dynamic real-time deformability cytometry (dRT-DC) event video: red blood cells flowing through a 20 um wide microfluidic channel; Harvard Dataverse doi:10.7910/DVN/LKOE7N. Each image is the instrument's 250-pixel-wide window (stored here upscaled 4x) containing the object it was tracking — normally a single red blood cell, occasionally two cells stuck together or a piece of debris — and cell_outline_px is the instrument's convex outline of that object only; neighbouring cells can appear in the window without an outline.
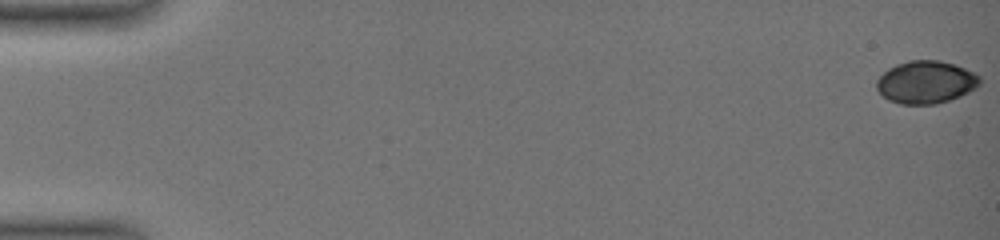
{"species": "common noctule bat (a hibernating species)", "species_latin": "Nyctalus noctula", "temperature_condition": "warm", "stored_images_in_passage": 51, "camera_frame_rate_fps": 3000, "um_per_image_px": 0.085, "animal": {"sex": "female", "body_mass_g": 19.0, "forearm_length_mm": 51.5}, "frame": {"image": 1, "passage_image": 1, "time_ms": 0.0, "image_size_px": [1000, 240], "cell_outline_px": [[980, 84], [976, 88], [960, 96], [936, 104], [900, 104], [888, 100], [876, 88], [876, 80], [888, 68], [896, 64], [908, 60], [940, 60], [956, 64], [980, 76]], "centroid_in_image_um": [78.69, 6.97], "position_along_channel_um": 6.3, "area_um2": 25.72}}
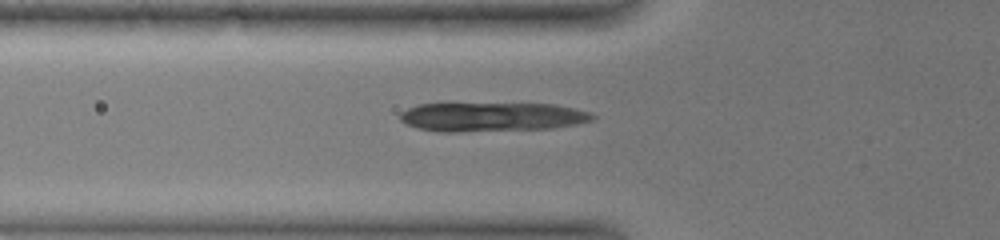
{"frame": {"image": 2, "passage_image": 21, "time_ms": 6.667, "image_size_px": [1000, 240], "cell_outline_px": [[596, 116], [592, 120], [576, 124], [552, 128], [456, 132], [440, 132], [420, 128], [408, 124], [400, 120], [400, 112], [416, 104], [448, 100], [556, 104], [592, 112]], "centroid_in_image_um": [41.74, 9.86], "position_along_channel_um": 84.1, "area_um2": 34.51}}
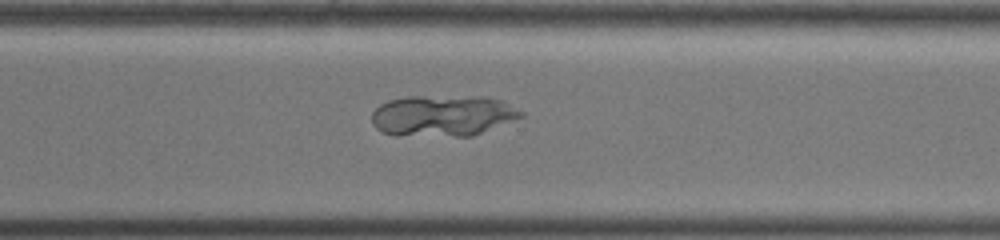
{"frame": {"image": 3, "passage_image": 40, "time_ms": 13.0, "image_size_px": [1000, 240], "cell_outline_px": [[524, 116], [472, 136], [396, 136], [380, 132], [372, 124], [372, 112], [380, 104], [388, 100], [408, 96], [488, 96], [500, 100], [524, 112]], "centroid_in_image_um": [37.59, 9.83], "position_along_channel_um": 333.0, "area_um2": 36.24}}